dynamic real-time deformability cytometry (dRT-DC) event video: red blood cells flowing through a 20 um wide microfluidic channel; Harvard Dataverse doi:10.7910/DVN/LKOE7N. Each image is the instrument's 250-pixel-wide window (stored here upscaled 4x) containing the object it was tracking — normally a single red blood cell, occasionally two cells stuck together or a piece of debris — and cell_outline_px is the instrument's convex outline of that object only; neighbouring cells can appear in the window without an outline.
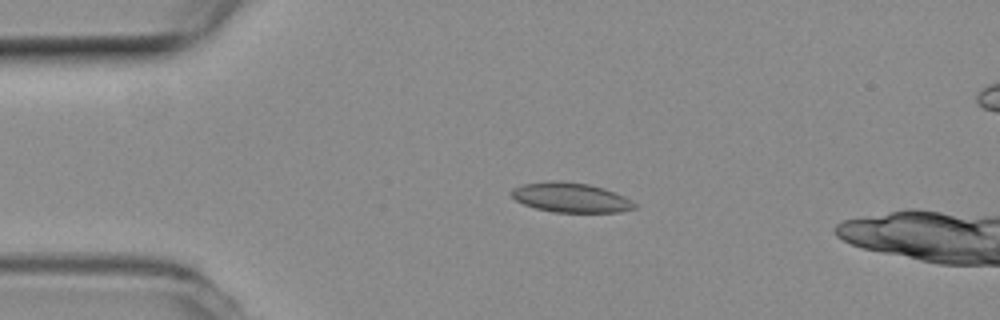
{"species": "common noctule bat (a hibernating species)", "species_latin": "Nyctalus noctula", "temperature_condition": "room temperature", "stored_images_in_passage": 5, "camera_frame_rate_fps": 3000, "um_per_image_px": 0.085, "animal": {"sex": "female", "body_mass_g": 19.3, "forearm_length_mm": 54.1}, "frame": {"image": 1, "passage_image": 3, "time_ms": 0.667, "image_size_px": [1000, 320], "cell_outline_px": [[636, 208], [620, 212], [552, 212], [536, 208], [524, 204], [516, 200], [508, 192], [512, 188], [524, 184], [548, 180], [556, 180], [588, 184], [604, 188], [616, 192], [632, 200], [636, 204]], "centroid_in_image_um": [48.51, 16.78], "position_along_channel_um": 36.5, "area_um2": 21.44}}